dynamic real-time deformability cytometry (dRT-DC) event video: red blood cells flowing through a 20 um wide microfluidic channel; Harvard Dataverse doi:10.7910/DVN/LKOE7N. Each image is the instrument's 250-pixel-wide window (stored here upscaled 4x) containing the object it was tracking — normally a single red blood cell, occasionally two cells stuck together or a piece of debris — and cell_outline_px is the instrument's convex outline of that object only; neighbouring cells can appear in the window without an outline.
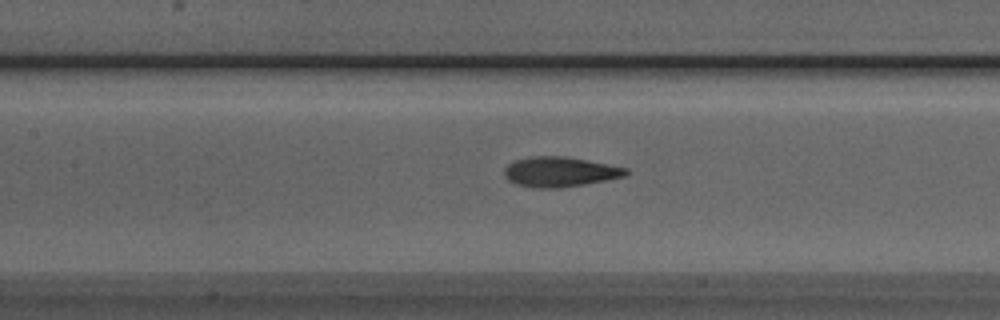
{"species": "Egyptian fruit bat (a non-hibernating species)", "species_latin": "Rousettus aegyptiacus", "temperature_condition": "room temperature", "stored_images_in_passage": 24, "camera_frame_rate_fps": 3000, "um_per_image_px": 0.085, "animal": {"sex": "male"}, "frame": {"image": 1, "passage_image": 9, "time_ms": 2.667, "image_size_px": [1000, 320], "cell_outline_px": [[628, 172], [624, 176], [584, 184], [560, 188], [536, 188], [516, 184], [508, 180], [504, 176], [504, 168], [508, 164], [516, 160], [532, 156], [564, 156], [628, 168]], "centroid_in_image_um": [47.54, 14.61], "position_along_channel_um": 159.9, "area_um2": 21.04}}
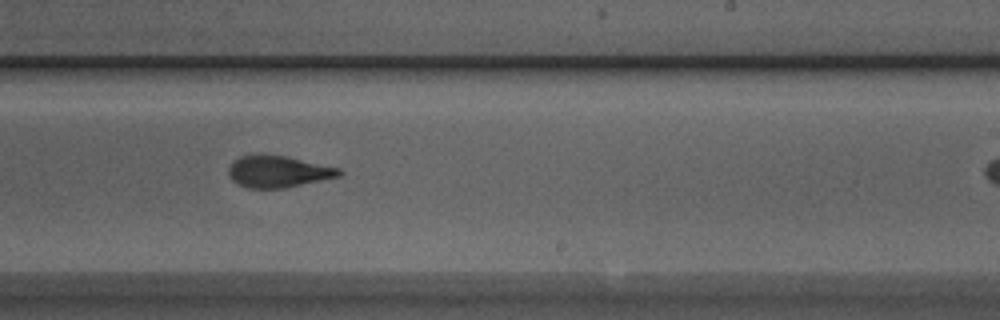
{"frame": {"image": 2, "passage_image": 17, "time_ms": 5.333, "image_size_px": [1000, 320], "cell_outline_px": [[344, 172], [340, 176], [284, 188], [248, 188], [236, 184], [228, 176], [228, 168], [240, 156], [256, 152], [288, 156], [340, 168]], "centroid_in_image_um": [23.62, 14.56], "position_along_channel_um": 265.4, "area_um2": 20.87}}
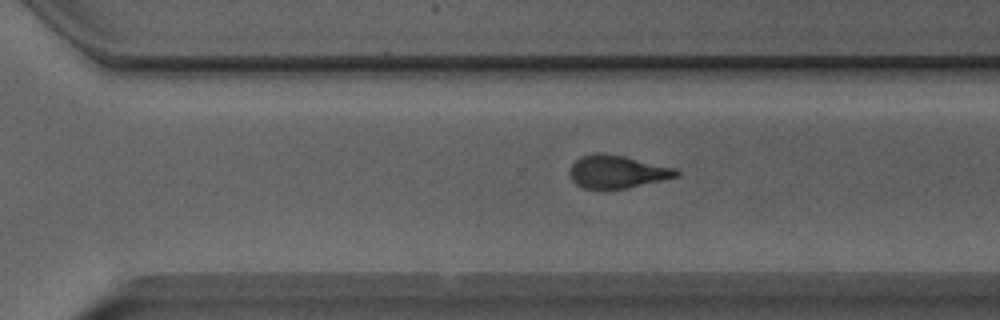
{"frame": {"image": 3, "passage_image": 21, "time_ms": 6.667, "image_size_px": [1000, 320], "cell_outline_px": [[680, 176], [628, 188], [584, 188], [576, 184], [572, 180], [568, 172], [572, 164], [580, 156], [624, 156], [676, 168], [680, 172]], "centroid_in_image_um": [52.51, 14.63], "position_along_channel_um": 318.1, "area_um2": 19.77}}